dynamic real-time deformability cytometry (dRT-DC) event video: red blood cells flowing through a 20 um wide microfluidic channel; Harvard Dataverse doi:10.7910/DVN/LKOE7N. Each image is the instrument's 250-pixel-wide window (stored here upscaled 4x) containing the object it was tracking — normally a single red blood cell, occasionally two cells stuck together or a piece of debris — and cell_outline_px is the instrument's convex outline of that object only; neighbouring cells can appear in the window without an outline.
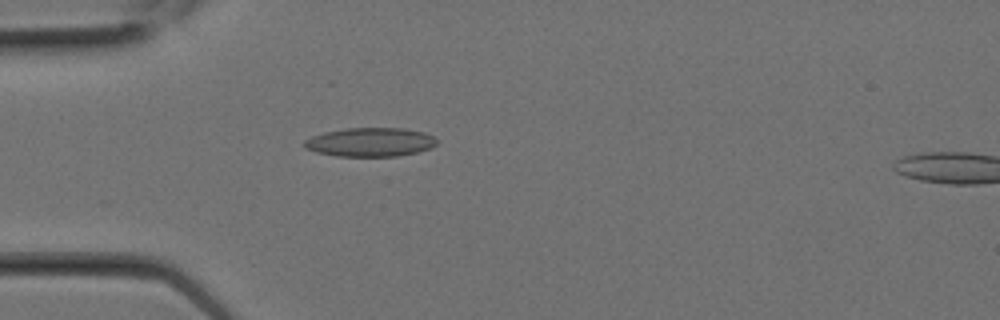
{"species": "Egyptian fruit bat (a non-hibernating species)", "species_latin": "Rousettus aegyptiacus", "temperature_condition": "room temperature", "stored_images_in_passage": 2, "segment_of_instrument_passage": [1, 2], "camera_frame_rate_fps": 3000, "um_per_image_px": 0.085, "animal": {"sex": "female"}, "frame": {"image": 1, "passage_image": 1, "time_ms": 0.0, "image_size_px": [1000, 320], "cell_outline_px": [[436, 144], [432, 148], [416, 152], [396, 156], [336, 156], [316, 152], [304, 148], [304, 140], [312, 136], [324, 132], [344, 128], [404, 128], [424, 132], [432, 136], [436, 140]], "centroid_in_image_um": [31.45, 12.08], "position_along_channel_um": 53.6, "area_um2": 22.31}}